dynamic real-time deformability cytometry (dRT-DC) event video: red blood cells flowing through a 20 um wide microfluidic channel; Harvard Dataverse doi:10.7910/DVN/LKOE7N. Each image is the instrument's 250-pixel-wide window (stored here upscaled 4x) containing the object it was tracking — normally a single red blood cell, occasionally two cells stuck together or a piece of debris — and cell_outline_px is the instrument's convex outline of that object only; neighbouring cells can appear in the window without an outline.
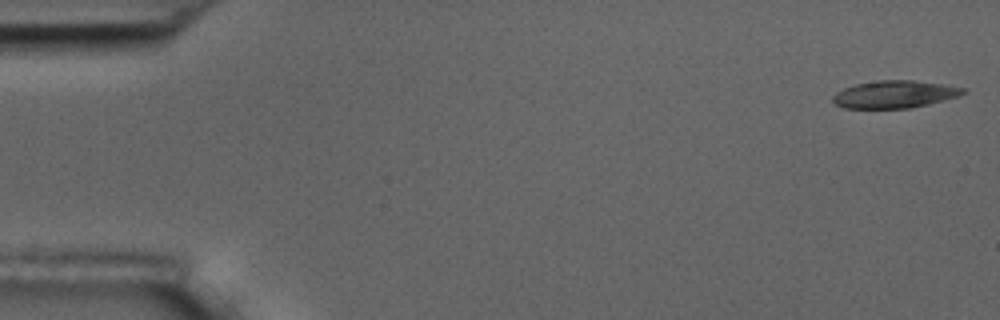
{"species": "common noctule bat (a hibernating species)", "species_latin": "Nyctalus noctula", "temperature_condition": "room temperature", "stored_images_in_passage": 6, "segment_of_instrument_passage": [1, 2], "camera_frame_rate_fps": 3000, "um_per_image_px": 0.085, "animal": {"sex": "male", "body_mass_g": 17.5, "forearm_length_mm": 52.3}, "frame": {"image": 1, "passage_image": 1, "time_ms": 0.0, "image_size_px": [1000, 320], "cell_outline_px": [[964, 92], [956, 96], [928, 104], [908, 108], [844, 108], [836, 104], [832, 100], [832, 96], [836, 92], [844, 88], [856, 84], [880, 80], [912, 80], [940, 84], [964, 88]], "centroid_in_image_um": [75.96, 8.02], "position_along_channel_um": 9.0, "area_um2": 20.4}}
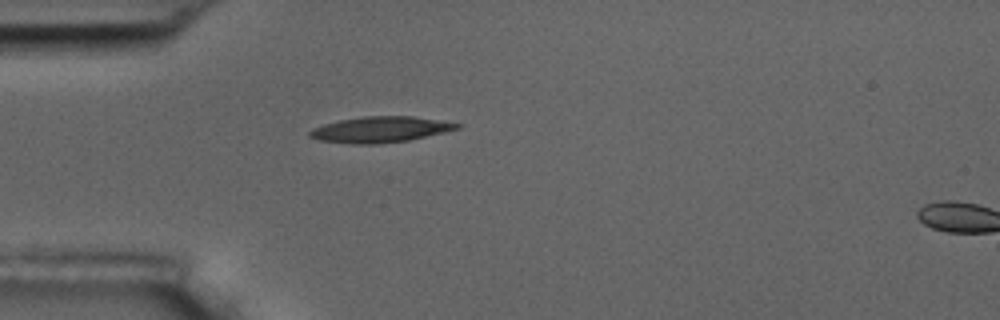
{"frame": {"image": 2, "passage_image": 5, "time_ms": 4.667, "image_size_px": [1000, 320], "cell_outline_px": [[460, 128], [444, 132], [408, 140], [376, 144], [352, 144], [320, 140], [308, 136], [308, 132], [312, 128], [324, 124], [340, 120], [364, 116], [412, 116], [460, 124]], "centroid_in_image_um": [32.27, 11.01], "position_along_channel_um": 52.7, "area_um2": 21.91}}